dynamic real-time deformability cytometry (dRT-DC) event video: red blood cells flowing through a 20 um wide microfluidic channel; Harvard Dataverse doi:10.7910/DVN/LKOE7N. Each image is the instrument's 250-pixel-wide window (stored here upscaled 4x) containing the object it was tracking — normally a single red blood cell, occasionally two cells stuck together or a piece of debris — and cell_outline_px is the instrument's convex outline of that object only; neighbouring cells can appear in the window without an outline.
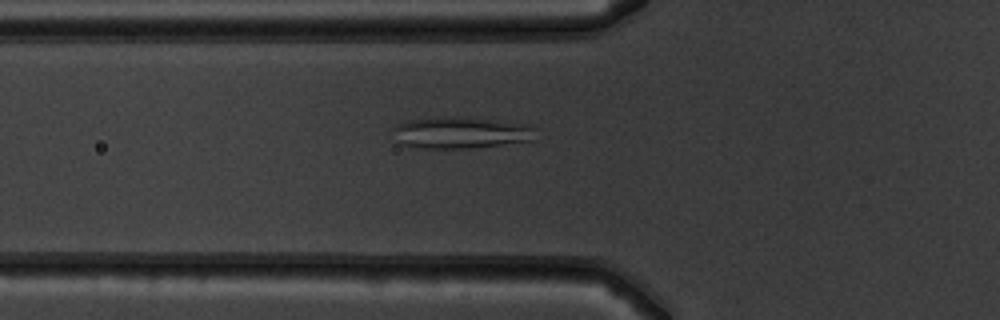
{"species": "common noctule bat (a hibernating species)", "species_latin": "Nyctalus noctula", "temperature_condition": "warm", "stored_images_in_passage": 52, "camera_frame_rate_fps": 3000, "um_per_image_px": 0.085, "animal": {"sex": "male", "body_mass_g": 19.5, "forearm_length_mm": 54.6}, "frame": {"image": 1, "passage_image": 19, "time_ms": 6.0, "image_size_px": [1000, 320], "cell_outline_px": [[536, 140], [468, 148], [424, 148], [400, 144], [396, 140], [392, 128], [408, 120], [444, 116], [456, 116], [532, 124], [536, 128]], "centroid_in_image_um": [39.22, 11.26], "position_along_channel_um": 86.6, "area_um2": 26.47}}
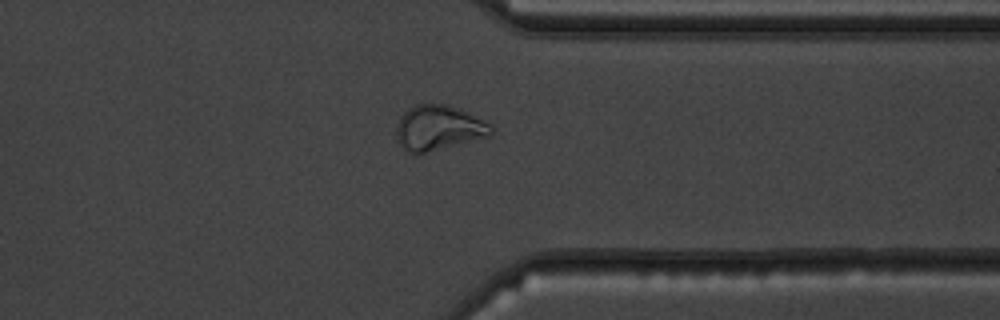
{"frame": {"image": 2, "passage_image": 41, "time_ms": 13.333, "image_size_px": [1000, 320], "cell_outline_px": [[496, 132], [492, 136], [424, 152], [408, 152], [404, 148], [396, 136], [396, 128], [400, 116], [408, 108], [416, 104], [448, 104], [460, 108], [492, 124]], "centroid_in_image_um": [37.34, 10.83], "position_along_channel_um": 374.1, "area_um2": 24.85}}
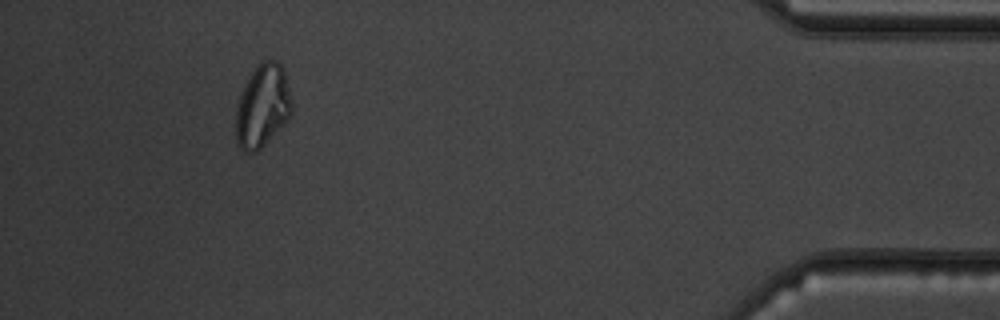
{"frame": {"image": 3, "passage_image": 48, "time_ms": 15.667, "image_size_px": [1000, 320], "cell_outline_px": [[292, 116], [256, 152], [244, 152], [240, 148], [236, 140], [236, 108], [240, 96], [252, 72], [260, 60], [276, 60], [284, 68], [292, 100]], "centroid_in_image_um": [22.34, 9.0], "position_along_channel_um": 412.9, "area_um2": 26.99}, "authors_computed_cell_mechanics": {"area_um2": 26.4146, "velocity_mm_per_s": 3.9323, "shape_relaxation_time_tau1_ms": null, "shape_relaxation_time_tau2_ms": 2.7913, "deformation_change_tau1": null, "deformation_change_tau2": 0.071}}